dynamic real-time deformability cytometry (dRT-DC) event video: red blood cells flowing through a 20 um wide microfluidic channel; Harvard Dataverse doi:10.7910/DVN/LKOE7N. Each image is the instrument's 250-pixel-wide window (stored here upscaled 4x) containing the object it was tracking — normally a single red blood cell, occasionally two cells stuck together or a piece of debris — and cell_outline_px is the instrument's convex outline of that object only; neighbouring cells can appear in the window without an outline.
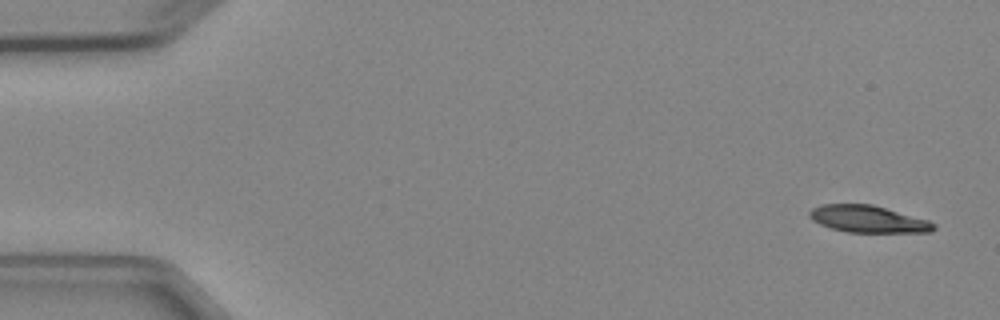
{"species": "Egyptian fruit bat (a non-hibernating species)", "species_latin": "Rousettus aegyptiacus", "temperature_condition": "cold", "stored_images_in_passage": 4, "camera_frame_rate_fps": 3000, "um_per_image_px": 0.085, "animal": {"sex": "female"}, "frame": {"image": 1, "passage_image": 1, "time_ms": 0.0, "image_size_px": [1000, 320], "cell_outline_px": [[936, 228], [932, 232], [848, 232], [832, 228], [820, 224], [812, 220], [808, 216], [808, 212], [812, 208], [820, 204], [872, 204], [928, 220], [936, 224]], "centroid_in_image_um": [73.77, 18.61], "position_along_channel_um": 11.2, "area_um2": 19.54}}
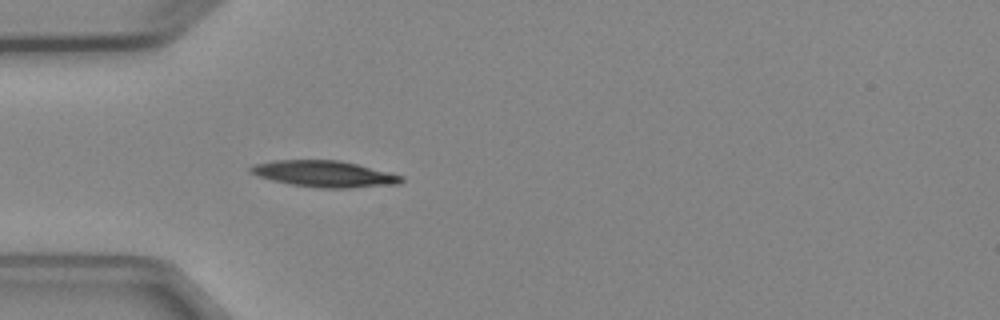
{"frame": {"image": 2, "passage_image": 4, "time_ms": 4.333, "image_size_px": [1000, 320], "cell_outline_px": [[404, 180], [400, 184], [352, 188], [320, 188], [292, 184], [272, 180], [248, 172], [248, 168], [252, 164], [272, 160], [340, 160], [404, 176]], "centroid_in_image_um": [27.56, 14.78], "position_along_channel_um": 57.4, "area_um2": 23.18}}